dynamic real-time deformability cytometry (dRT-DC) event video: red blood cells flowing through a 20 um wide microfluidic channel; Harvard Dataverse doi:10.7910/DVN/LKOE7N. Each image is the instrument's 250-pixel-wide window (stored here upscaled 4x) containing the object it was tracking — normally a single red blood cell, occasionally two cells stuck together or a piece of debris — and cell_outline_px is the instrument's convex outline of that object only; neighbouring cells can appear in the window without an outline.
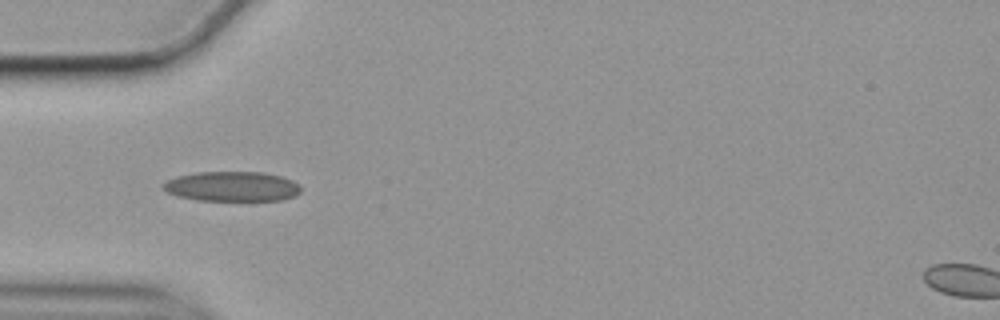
{"species": "common noctule bat (a hibernating species)", "species_latin": "Nyctalus noctula", "temperature_condition": "cold", "stored_images_in_passage": 6, "camera_frame_rate_fps": 3000, "um_per_image_px": 0.085, "animal": {"sex": "female", "body_mass_g": 19.9}, "frame": {"image": 1, "passage_image": 3, "time_ms": 0.667, "image_size_px": [1000, 320], "cell_outline_px": [[300, 192], [296, 196], [280, 200], [196, 200], [176, 196], [160, 188], [160, 184], [176, 176], [196, 172], [264, 172], [280, 176], [292, 180], [300, 188]], "centroid_in_image_um": [19.67, 15.84], "position_along_channel_um": 65.3, "area_um2": 24.04}}